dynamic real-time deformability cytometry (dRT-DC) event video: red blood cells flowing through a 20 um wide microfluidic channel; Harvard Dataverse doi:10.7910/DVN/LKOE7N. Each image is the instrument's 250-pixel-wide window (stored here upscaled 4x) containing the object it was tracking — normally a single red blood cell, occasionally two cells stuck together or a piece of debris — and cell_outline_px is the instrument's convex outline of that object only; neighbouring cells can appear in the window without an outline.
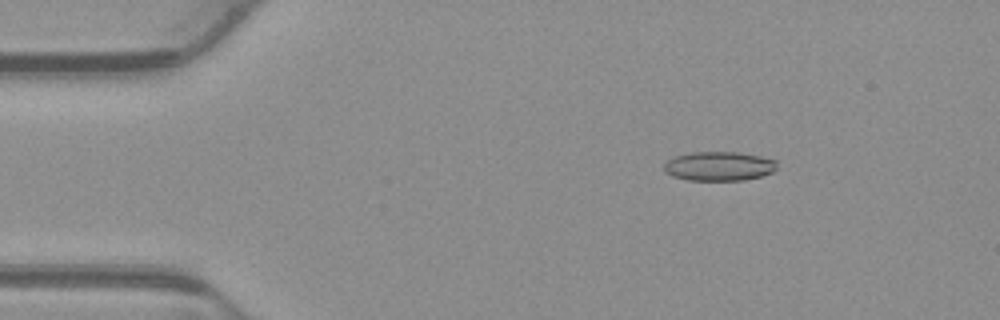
{"species": "common noctule bat (a hibernating species)", "species_latin": "Nyctalus noctula", "temperature_condition": "warm", "stored_images_in_passage": 53, "camera_frame_rate_fps": 3000, "um_per_image_px": 0.085, "animal": {"sex": "male", "body_mass_g": 23.1, "forearm_length_mm": 52.7}, "frame": {"image": 1, "passage_image": 8, "time_ms": 2.333, "image_size_px": [1000, 320], "cell_outline_px": [[776, 168], [772, 172], [760, 176], [744, 180], [688, 180], [672, 176], [664, 172], [664, 164], [668, 160], [676, 156], [692, 152], [736, 152], [760, 156], [776, 160]], "centroid_in_image_um": [61.1, 14.12], "position_along_channel_um": 23.9, "area_um2": 19.13}}
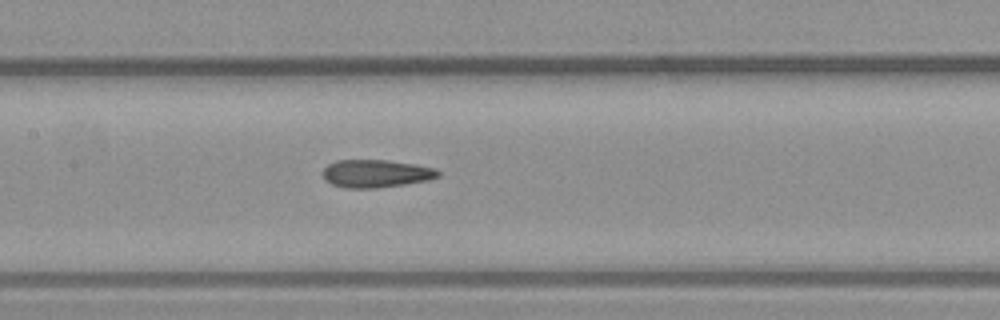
{"frame": {"image": 2, "passage_image": 25, "time_ms": 8.0, "image_size_px": [1000, 320], "cell_outline_px": [[440, 176], [428, 180], [404, 184], [376, 188], [344, 188], [332, 184], [324, 180], [324, 168], [328, 164], [336, 160], [388, 160], [416, 164], [436, 168], [440, 172]], "centroid_in_image_um": [31.97, 14.75], "position_along_channel_um": 175.4, "area_um2": 18.79}}
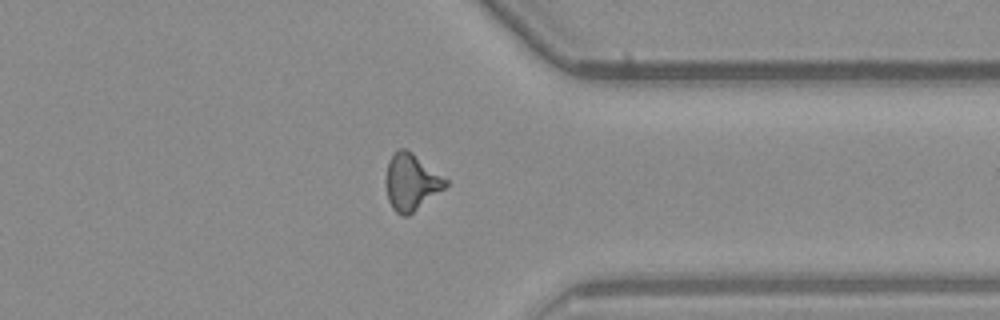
{"frame": {"image": 3, "passage_image": 41, "time_ms": 13.333, "image_size_px": [1000, 320], "cell_outline_px": [[448, 184], [444, 188], [408, 216], [404, 216], [396, 212], [392, 208], [388, 200], [384, 184], [384, 180], [388, 160], [392, 152], [396, 148], [404, 148], [412, 152], [448, 180]], "centroid_in_image_um": [34.9, 15.45], "position_along_channel_um": 376.5, "area_um2": 19.88}, "authors_computed_cell_mechanics": {"area_um2": 18.9006, "velocity_mm_per_s": 3.9006, "shape_relaxation_time_tau1_ms": null, "shape_relaxation_time_tau2_ms": 2.8013, "deformation_change_tau1": null, "deformation_change_tau2": 0.1303}}